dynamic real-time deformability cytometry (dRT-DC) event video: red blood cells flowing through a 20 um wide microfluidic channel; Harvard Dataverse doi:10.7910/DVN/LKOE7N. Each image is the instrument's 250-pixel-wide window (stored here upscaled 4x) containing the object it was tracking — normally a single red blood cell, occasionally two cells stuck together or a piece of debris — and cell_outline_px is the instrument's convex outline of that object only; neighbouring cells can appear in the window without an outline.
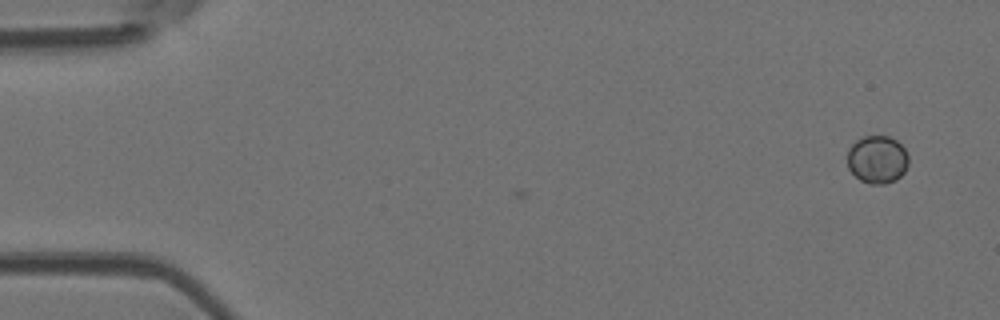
{"species": "Egyptian fruit bat (a non-hibernating species)", "species_latin": "Rousettus aegyptiacus", "temperature_condition": "room temperature", "stored_images_in_passage": 6, "camera_frame_rate_fps": 3000, "um_per_image_px": 0.085, "animal": {"sex": "female"}, "frame": {"image": 1, "passage_image": 6, "time_ms": 1.667, "image_size_px": [1000, 320], "cell_outline_px": [[908, 164], [904, 172], [896, 180], [884, 184], [868, 184], [860, 180], [848, 168], [848, 148], [856, 140], [864, 136], [888, 136], [896, 140], [904, 148], [908, 156]], "centroid_in_image_um": [74.57, 13.56], "position_along_channel_um": 10.4, "area_um2": 17.11}}